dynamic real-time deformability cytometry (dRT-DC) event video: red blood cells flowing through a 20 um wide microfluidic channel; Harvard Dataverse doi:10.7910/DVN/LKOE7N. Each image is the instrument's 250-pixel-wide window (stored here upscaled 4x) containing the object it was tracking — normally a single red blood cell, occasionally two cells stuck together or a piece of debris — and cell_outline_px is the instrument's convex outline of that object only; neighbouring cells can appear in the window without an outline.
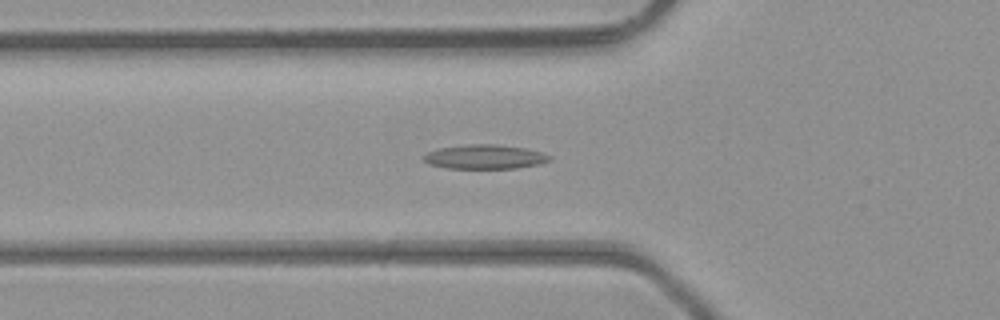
{"species": "common noctule bat (a hibernating species)", "species_latin": "Nyctalus noctula", "temperature_condition": "room temperature", "stored_images_in_passage": 46, "camera_frame_rate_fps": 3000, "um_per_image_px": 0.085, "animal": {"sex": "male", "body_mass_g": 23.1, "forearm_length_mm": 52.7}, "frame": {"image": 1, "passage_image": 16, "time_ms": 5.0, "image_size_px": [1000, 320], "cell_outline_px": [[552, 160], [540, 164], [516, 168], [448, 168], [428, 164], [424, 160], [424, 156], [428, 152], [440, 148], [464, 144], [496, 144], [524, 148], [540, 152], [552, 156]], "centroid_in_image_um": [41.23, 13.33], "position_along_channel_um": 84.6, "area_um2": 17.74}}
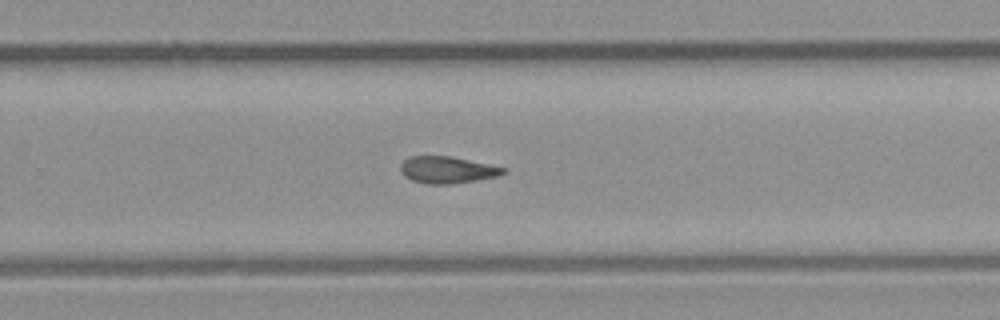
{"frame": {"image": 2, "passage_image": 30, "time_ms": 9.667, "image_size_px": [1000, 320], "cell_outline_px": [[508, 172], [500, 176], [452, 184], [428, 184], [412, 180], [404, 176], [400, 172], [400, 164], [408, 156], [452, 156], [508, 168]], "centroid_in_image_um": [38.04, 14.43], "position_along_channel_um": 291.8, "area_um2": 16.36}}
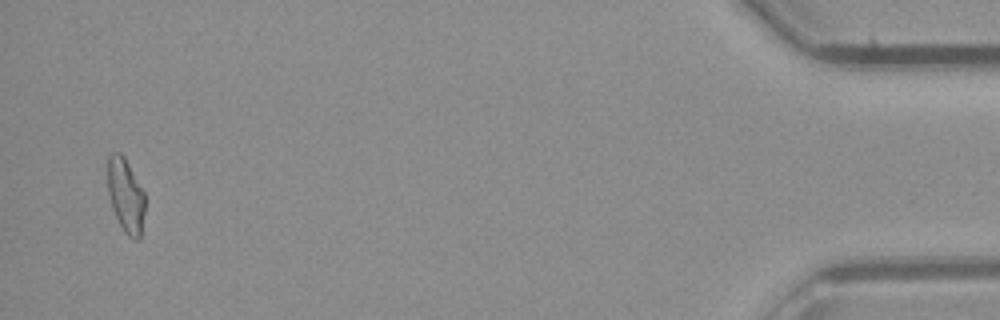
{"frame": {"image": 3, "passage_image": 45, "time_ms": 14.667, "image_size_px": [1000, 320], "cell_outline_px": [[144, 212], [140, 240], [132, 240], [124, 232], [112, 208], [108, 196], [108, 156], [112, 152], [120, 152], [124, 156], [144, 192]], "centroid_in_image_um": [10.68, 16.63], "position_along_channel_um": 424.5, "area_um2": 16.13}, "authors_computed_cell_mechanics": {"area_um2": 16.5019, "velocity_mm_per_s": 4.418, "shape_relaxation_time_tau1_ms": null, "shape_relaxation_time_tau2_ms": 2.7455, "deformation_change_tau1": null, "deformation_change_tau2": 0.0921}}